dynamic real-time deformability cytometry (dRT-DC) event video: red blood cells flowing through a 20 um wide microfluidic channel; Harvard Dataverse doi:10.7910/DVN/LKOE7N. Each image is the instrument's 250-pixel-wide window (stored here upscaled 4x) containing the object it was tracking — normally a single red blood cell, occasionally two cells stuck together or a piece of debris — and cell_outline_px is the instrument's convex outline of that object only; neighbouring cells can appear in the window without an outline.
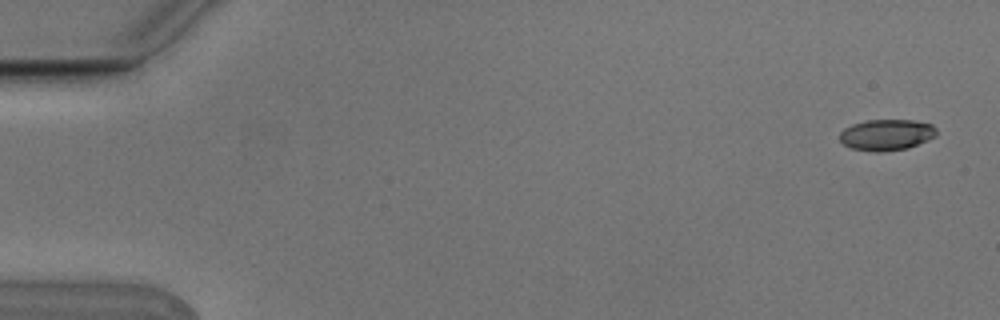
{"species": "Egyptian fruit bat (a non-hibernating species)", "species_latin": "Rousettus aegyptiacus", "temperature_condition": "cold", "stored_images_in_passage": 5, "camera_frame_rate_fps": 3000, "um_per_image_px": 0.085, "animal": {"sex": "male"}, "frame": {"image": 1, "passage_image": 1, "time_ms": 0.0, "image_size_px": [1000, 320], "cell_outline_px": [[936, 136], [928, 140], [908, 148], [884, 152], [876, 152], [852, 148], [844, 144], [840, 140], [840, 132], [844, 128], [852, 124], [868, 120], [912, 120], [932, 124], [936, 128]], "centroid_in_image_um": [75.36, 11.46], "position_along_channel_um": 9.6, "area_um2": 17.57}}
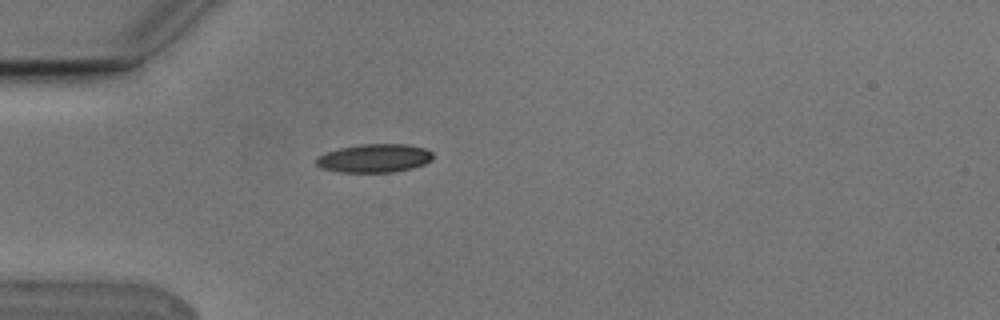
{"frame": {"image": 2, "passage_image": 5, "time_ms": 1.333, "image_size_px": [1000, 320], "cell_outline_px": [[432, 160], [424, 164], [412, 168], [392, 172], [340, 172], [320, 168], [316, 164], [316, 160], [320, 156], [328, 152], [340, 148], [360, 144], [408, 144], [424, 148], [432, 152]], "centroid_in_image_um": [31.84, 13.45], "position_along_channel_um": 53.2, "area_um2": 19.25}}